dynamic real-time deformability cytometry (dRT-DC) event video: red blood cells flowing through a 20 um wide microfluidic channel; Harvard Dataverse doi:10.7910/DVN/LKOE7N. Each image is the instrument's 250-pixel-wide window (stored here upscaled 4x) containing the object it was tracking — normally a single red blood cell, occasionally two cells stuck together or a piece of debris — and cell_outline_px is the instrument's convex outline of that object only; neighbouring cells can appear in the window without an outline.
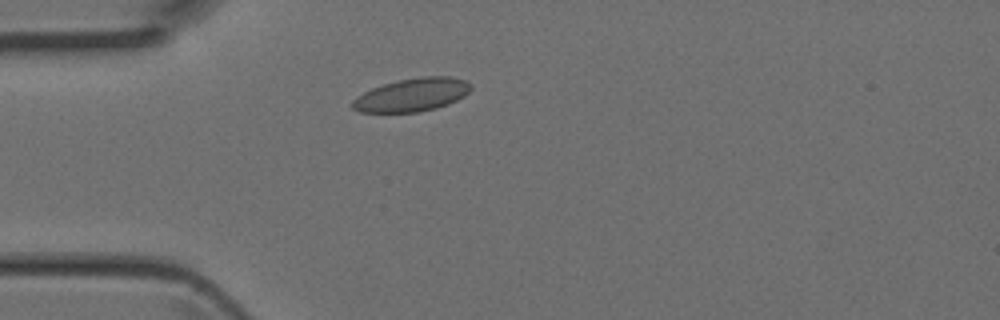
{"species": "Egyptian fruit bat (a non-hibernating species)", "species_latin": "Rousettus aegyptiacus", "temperature_condition": "room temperature", "stored_images_in_passage": 2, "camera_frame_rate_fps": 3000, "um_per_image_px": 0.085, "animal": {"sex": "female"}, "frame": {"image": 1, "passage_image": 2, "time_ms": 0.333, "image_size_px": [1000, 320], "cell_outline_px": [[472, 88], [464, 96], [448, 104], [436, 108], [420, 112], [360, 112], [352, 108], [352, 100], [356, 96], [372, 88], [384, 84], [400, 80], [420, 76], [448, 76], [464, 80], [472, 84]], "centroid_in_image_um": [35.03, 8.06], "position_along_channel_um": 50.0, "area_um2": 22.89}}